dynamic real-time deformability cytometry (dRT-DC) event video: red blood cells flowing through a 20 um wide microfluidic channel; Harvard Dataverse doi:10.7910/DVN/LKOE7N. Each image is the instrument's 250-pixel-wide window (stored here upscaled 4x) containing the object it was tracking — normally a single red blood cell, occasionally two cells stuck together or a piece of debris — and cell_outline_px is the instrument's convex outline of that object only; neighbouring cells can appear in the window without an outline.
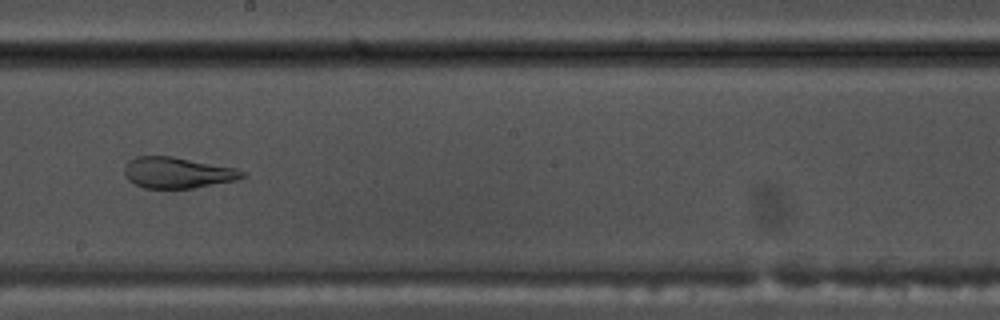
{"species": "common noctule bat (a hibernating species)", "species_latin": "Nyctalus noctula", "temperature_condition": "warm", "stored_images_in_passage": 54, "camera_frame_rate_fps": 3000, "um_per_image_px": 0.085, "animal": {"sex": "male", "body_mass_g": 17.5, "forearm_length_mm": 52.3}, "frame": {"image": 1, "passage_image": 31, "time_ms": 10.0, "image_size_px": [1000, 320], "cell_outline_px": [[248, 176], [236, 180], [192, 188], [144, 188], [128, 180], [124, 176], [124, 164], [128, 160], [136, 156], [172, 156], [236, 168], [244, 172]], "centroid_in_image_um": [15.06, 14.67], "position_along_channel_um": 233.1, "area_um2": 21.39}}
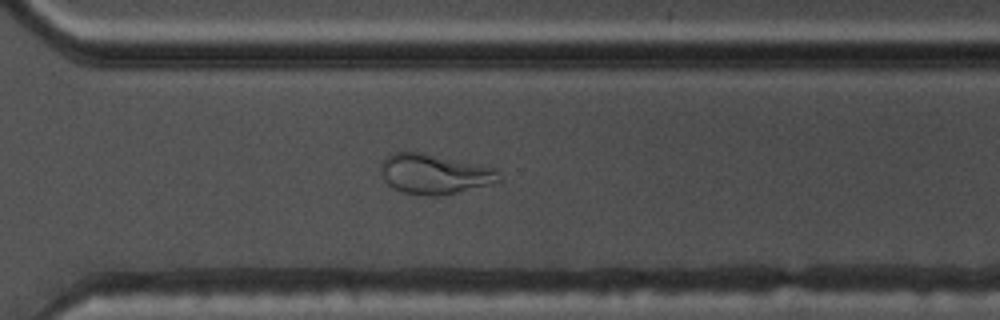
{"frame": {"image": 2, "passage_image": 39, "time_ms": 12.667, "image_size_px": [1000, 320], "cell_outline_px": [[500, 180], [488, 184], [440, 196], [424, 196], [404, 192], [392, 188], [384, 180], [380, 172], [380, 164], [388, 156], [396, 152], [420, 152], [496, 168]], "centroid_in_image_um": [36.86, 14.79], "position_along_channel_um": 333.7, "area_um2": 27.17}}
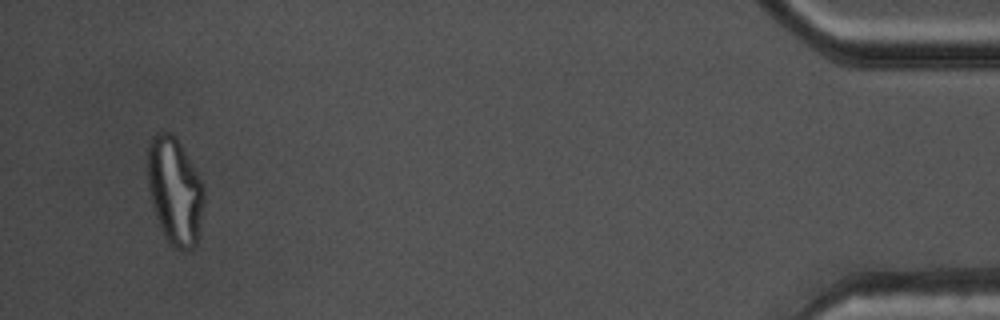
{"frame": {"image": 3, "passage_image": 52, "time_ms": 17.0, "image_size_px": [1000, 320], "cell_outline_px": [[204, 200], [200, 232], [196, 244], [188, 252], [180, 252], [164, 236], [156, 216], [152, 204], [148, 188], [148, 144], [152, 136], [156, 132], [172, 132], [176, 136], [200, 180], [204, 188]], "centroid_in_image_um": [14.86, 16.25], "position_along_channel_um": 420.3, "area_um2": 35.26}, "authors_computed_cell_mechanics": {"area_um2": 28.9867, "velocity_mm_per_s": 3.7764, "shape_relaxation_time_tau1_ms": null, "shape_relaxation_time_tau2_ms": 1.1787, "deformation_change_tau1": null, "deformation_change_tau2": 0.0813}}